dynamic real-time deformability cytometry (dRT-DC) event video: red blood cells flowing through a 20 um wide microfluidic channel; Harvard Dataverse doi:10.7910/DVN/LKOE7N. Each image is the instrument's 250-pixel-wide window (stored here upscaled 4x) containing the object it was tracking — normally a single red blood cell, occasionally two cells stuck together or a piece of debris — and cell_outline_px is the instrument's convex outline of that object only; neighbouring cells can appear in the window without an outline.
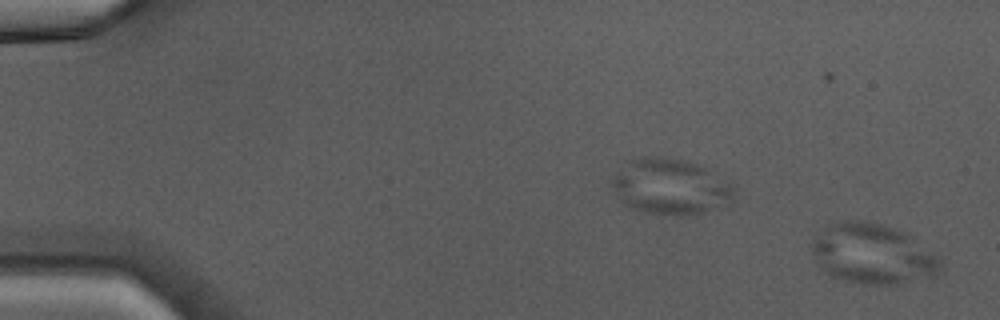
{"species": "Egyptian fruit bat (a non-hibernating species)", "species_latin": "Rousettus aegyptiacus", "temperature_condition": "warm", "stored_images_in_passage": 46, "camera_frame_rate_fps": 3000, "um_per_image_px": 0.085, "animal": {"sex": "male"}, "frame": {"image": 1, "passage_image": 1, "time_ms": 0.0, "image_size_px": [1000, 320], "cell_outline_px": [[944, 264], [940, 272], [936, 276], [896, 284], [860, 284], [844, 280], [832, 276], [824, 272], [812, 252], [812, 244], [816, 236], [828, 224], [840, 220], [864, 220], [884, 224], [904, 232], [932, 252]], "centroid_in_image_um": [74.18, 21.58], "position_along_channel_um": 10.8, "area_um2": 45.08}}
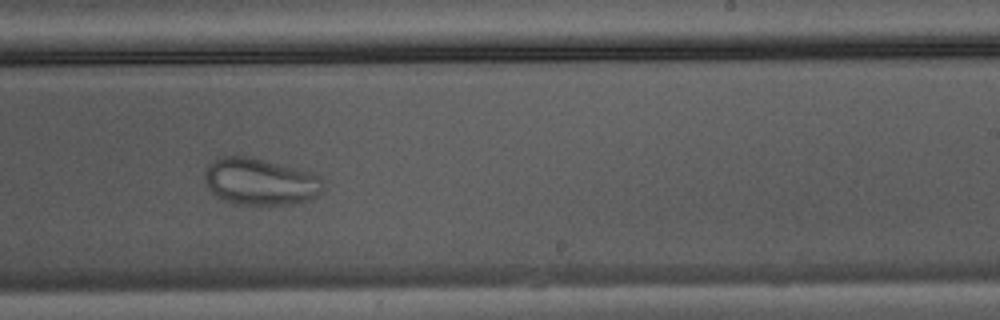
{"frame": {"image": 2, "passage_image": 29, "time_ms": 9.333, "image_size_px": [1000, 320], "cell_outline_px": [[324, 184], [320, 192], [316, 196], [308, 200], [296, 204], [236, 204], [224, 200], [216, 196], [208, 188], [204, 176], [204, 172], [208, 164], [224, 156], [252, 156], [296, 168], [320, 176], [324, 180]], "centroid_in_image_um": [22.12, 15.43], "position_along_channel_um": 266.9, "area_um2": 32.37}}
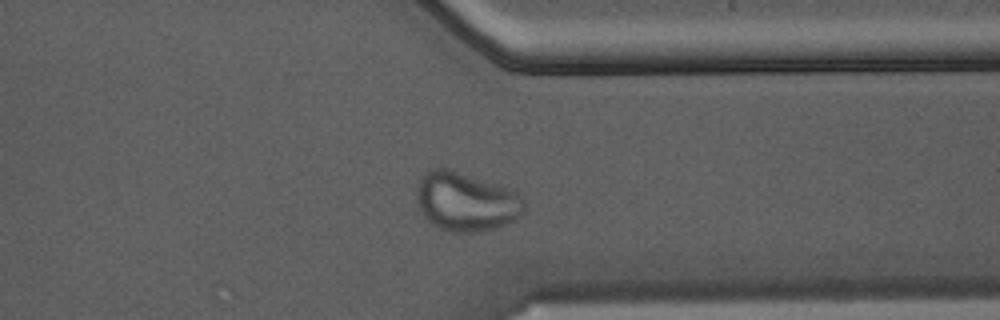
{"frame": {"image": 3, "passage_image": 36, "time_ms": 11.667, "image_size_px": [1000, 320], "cell_outline_px": [[524, 212], [516, 220], [496, 228], [476, 232], [448, 232], [432, 224], [424, 216], [416, 204], [416, 188], [420, 180], [432, 168], [444, 168], [496, 184], [520, 192], [524, 200]], "centroid_in_image_um": [39.62, 17.17], "position_along_channel_um": 371.8, "area_um2": 36.88}}